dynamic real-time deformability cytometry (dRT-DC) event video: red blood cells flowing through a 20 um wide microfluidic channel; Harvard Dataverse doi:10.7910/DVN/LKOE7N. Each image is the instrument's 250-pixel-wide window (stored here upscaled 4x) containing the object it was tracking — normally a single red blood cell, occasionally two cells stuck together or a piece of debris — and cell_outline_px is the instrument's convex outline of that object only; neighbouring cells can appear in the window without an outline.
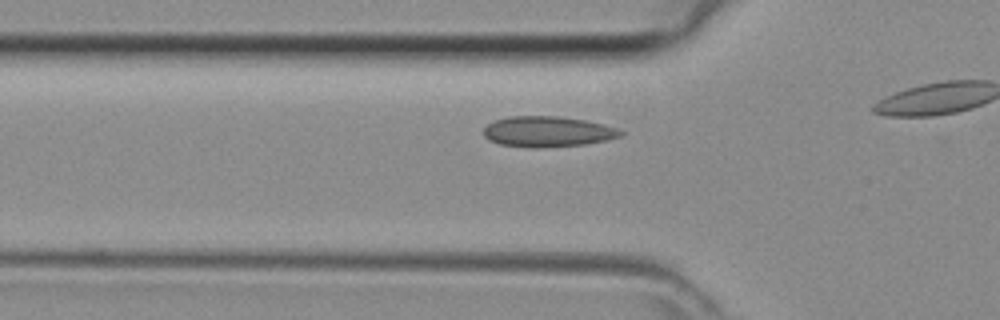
{"species": "common noctule bat (a hibernating species)", "species_latin": "Nyctalus noctula", "temperature_condition": "room temperature", "stored_images_in_passage": 6, "camera_frame_rate_fps": 3000, "um_per_image_px": 0.085, "animal": {"sex": "female", "body_mass_g": 29.2, "forearm_length_mm": 56.3}, "frame": {"image": 1, "passage_image": 2, "time_ms": 0.333, "image_size_px": [1000, 320], "cell_outline_px": [[624, 136], [608, 140], [584, 144], [540, 148], [532, 148], [500, 144], [488, 140], [484, 136], [484, 128], [492, 120], [508, 116], [560, 116], [584, 120], [604, 124], [616, 128], [624, 132]], "centroid_in_image_um": [46.55, 11.18], "position_along_channel_um": 79.3, "area_um2": 24.68}}
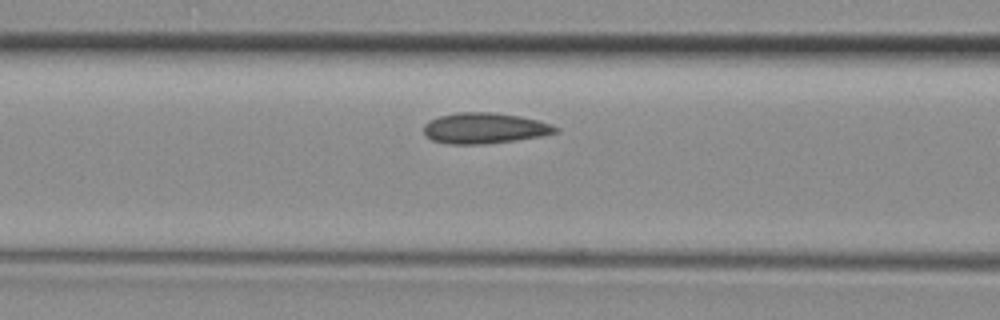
{"frame": {"image": 2, "passage_image": 5, "time_ms": 1.333, "image_size_px": [1000, 320], "cell_outline_px": [[560, 128], [556, 132], [540, 136], [516, 140], [484, 144], [448, 144], [432, 140], [424, 136], [424, 124], [440, 116], [456, 112], [492, 112], [520, 116], [552, 124]], "centroid_in_image_um": [41.17, 10.9], "position_along_channel_um": 125.4, "area_um2": 23.58}}